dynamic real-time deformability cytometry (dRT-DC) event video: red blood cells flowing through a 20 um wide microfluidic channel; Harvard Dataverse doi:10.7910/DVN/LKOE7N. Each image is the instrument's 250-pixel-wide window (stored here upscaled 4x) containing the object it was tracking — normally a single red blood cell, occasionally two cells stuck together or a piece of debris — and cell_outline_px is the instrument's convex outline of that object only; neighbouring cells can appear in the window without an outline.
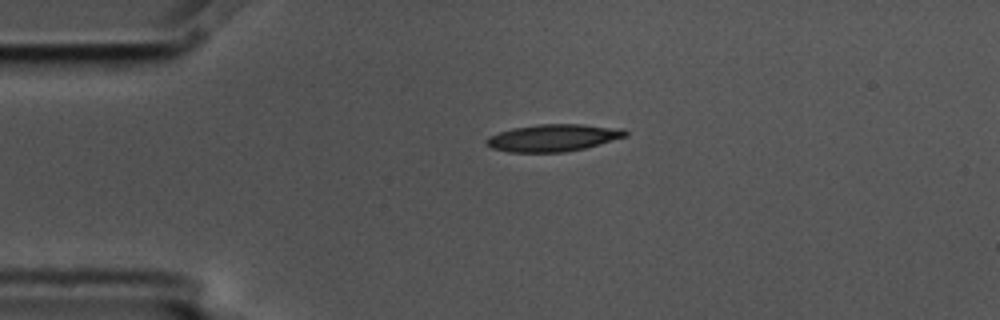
{"species": "common noctule bat (a hibernating species)", "species_latin": "Nyctalus noctula", "temperature_condition": "cold", "stored_images_in_passage": 2, "camera_frame_rate_fps": 3000, "um_per_image_px": 0.085, "animal": {"sex": "male", "body_mass_g": 17.5, "forearm_length_mm": 52.3}, "frame": {"image": 1, "passage_image": 1, "time_ms": 0.0, "image_size_px": [1000, 320], "cell_outline_px": [[628, 136], [600, 144], [584, 148], [564, 152], [508, 152], [492, 148], [484, 144], [484, 140], [488, 136], [512, 128], [536, 124], [580, 124], [624, 128], [628, 132]], "centroid_in_image_um": [47.02, 11.71], "position_along_channel_um": 38.0, "area_um2": 22.2}}